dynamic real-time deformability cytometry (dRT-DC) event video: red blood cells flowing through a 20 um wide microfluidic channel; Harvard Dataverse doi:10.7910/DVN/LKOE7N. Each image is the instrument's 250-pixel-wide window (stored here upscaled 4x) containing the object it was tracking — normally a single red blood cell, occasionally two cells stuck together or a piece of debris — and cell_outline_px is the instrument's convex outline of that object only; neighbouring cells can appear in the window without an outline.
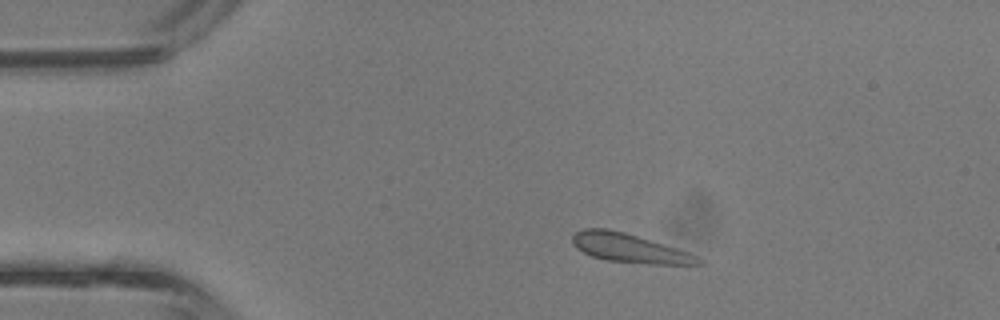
{"species": "common noctule bat (a hibernating species)", "species_latin": "Nyctalus noctula", "temperature_condition": "room temperature", "stored_images_in_passage": 2, "camera_frame_rate_fps": 3000, "um_per_image_px": 0.085, "animal": {"sex": "male", "body_mass_g": 13.3}, "frame": {"image": 1, "passage_image": 1, "time_ms": 0.0, "image_size_px": [1000, 320], "cell_outline_px": [[704, 264], [648, 264], [604, 260], [592, 256], [576, 248], [572, 244], [572, 236], [576, 232], [584, 228], [608, 228], [624, 232], [664, 244], [688, 252], [704, 260]], "centroid_in_image_um": [53.48, 21.09], "position_along_channel_um": 31.5, "area_um2": 21.15}}